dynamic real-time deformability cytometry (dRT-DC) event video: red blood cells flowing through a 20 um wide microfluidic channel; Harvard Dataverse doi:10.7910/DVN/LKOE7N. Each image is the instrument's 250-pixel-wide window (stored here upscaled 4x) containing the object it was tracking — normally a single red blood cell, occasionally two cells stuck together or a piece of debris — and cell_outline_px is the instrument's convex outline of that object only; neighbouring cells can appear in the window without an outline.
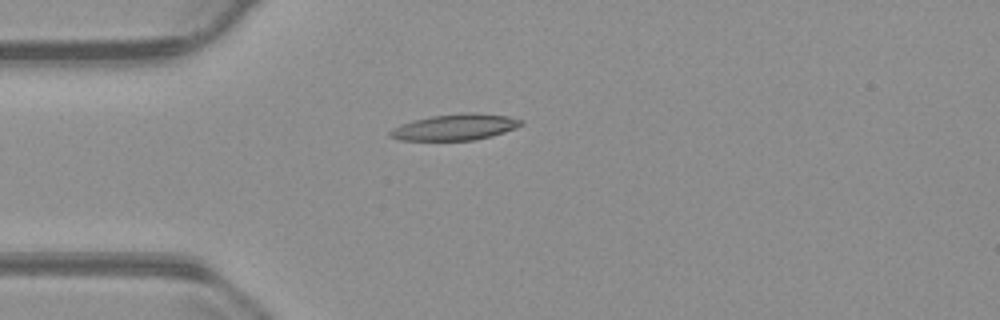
{"species": "common noctule bat (a hibernating species)", "species_latin": "Nyctalus noctula", "temperature_condition": "warm", "stored_images_in_passage": 42, "camera_frame_rate_fps": 3000, "um_per_image_px": 0.085, "animal": {"sex": "male", "body_mass_g": 23.1, "forearm_length_mm": 52.7}, "frame": {"image": 1, "passage_image": 1, "time_ms": 0.0, "image_size_px": [1000, 320], "cell_outline_px": [[524, 124], [516, 128], [492, 136], [476, 140], [400, 140], [388, 136], [388, 132], [392, 128], [400, 124], [412, 120], [432, 116], [460, 112], [476, 112], [508, 116], [524, 120]], "centroid_in_image_um": [38.7, 10.79], "position_along_channel_um": 46.3, "area_um2": 20.29}}
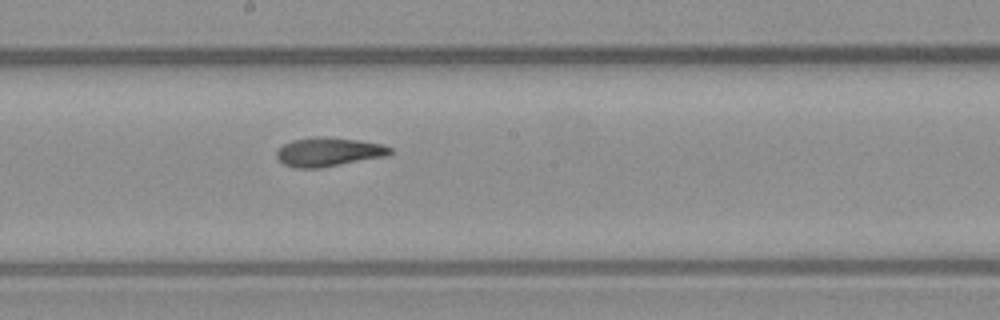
{"frame": {"image": 2, "passage_image": 16, "time_ms": 5.0, "image_size_px": [1000, 320], "cell_outline_px": [[392, 152], [388, 156], [320, 168], [296, 168], [284, 164], [276, 156], [276, 152], [284, 144], [292, 140], [316, 136], [324, 136], [356, 140], [380, 144], [392, 148]], "centroid_in_image_um": [27.93, 12.92], "position_along_channel_um": 220.3, "area_um2": 19.07}}
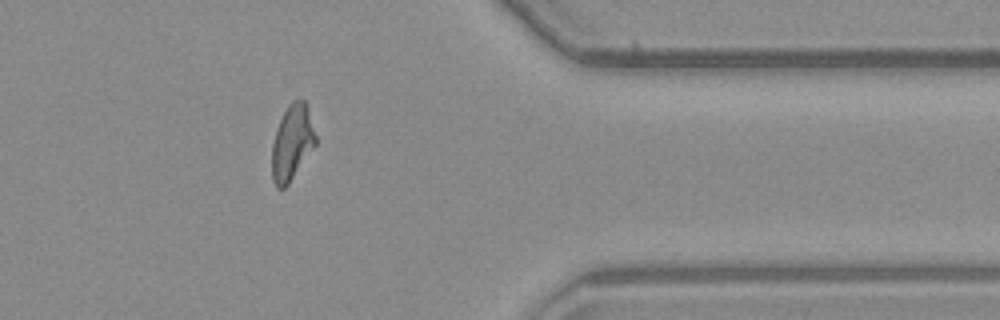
{"frame": {"image": 3, "passage_image": 31, "time_ms": 10.0, "image_size_px": [1000, 320], "cell_outline_px": [[316, 144], [288, 184], [284, 188], [276, 188], [272, 180], [272, 144], [276, 128], [288, 104], [292, 100], [304, 100], [308, 104], [316, 136]], "centroid_in_image_um": [24.82, 12.1], "position_along_channel_um": 386.6, "area_um2": 19.25}, "authors_computed_cell_mechanics": {"area_um2": 19.1029, "velocity_mm_per_s": 3.7339, "shape_relaxation_time_tau1_ms": null, "shape_relaxation_time_tau2_ms": 3.2049, "deformation_change_tau1": null, "deformation_change_tau2": 0.1183}}